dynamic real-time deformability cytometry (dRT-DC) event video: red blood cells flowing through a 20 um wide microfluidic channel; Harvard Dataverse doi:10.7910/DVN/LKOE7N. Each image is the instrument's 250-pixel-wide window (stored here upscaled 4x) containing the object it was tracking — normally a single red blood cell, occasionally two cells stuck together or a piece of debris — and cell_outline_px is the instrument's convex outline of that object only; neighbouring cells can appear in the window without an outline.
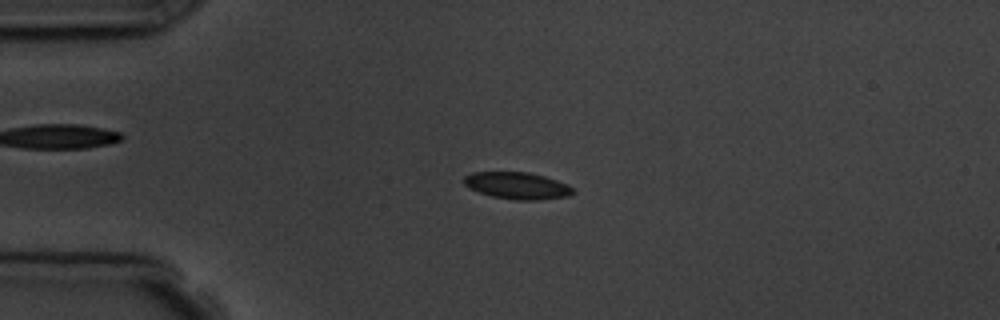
{"species": "common noctule bat (a hibernating species)", "species_latin": "Nyctalus noctula", "temperature_condition": "room temperature", "stored_images_in_passage": 4, "camera_frame_rate_fps": 3000, "um_per_image_px": 0.085, "animal": {"sex": "male", "body_mass_g": 19.5, "forearm_length_mm": 54.6}, "frame": {"image": 1, "passage_image": 3, "time_ms": 2.333, "image_size_px": [1000, 320], "cell_outline_px": [[576, 192], [568, 196], [536, 200], [516, 200], [492, 196], [468, 188], [464, 184], [464, 176], [472, 172], [528, 172], [544, 176], [568, 184]], "centroid_in_image_um": [43.96, 15.77], "position_along_channel_um": 41.0, "area_um2": 17.05}}